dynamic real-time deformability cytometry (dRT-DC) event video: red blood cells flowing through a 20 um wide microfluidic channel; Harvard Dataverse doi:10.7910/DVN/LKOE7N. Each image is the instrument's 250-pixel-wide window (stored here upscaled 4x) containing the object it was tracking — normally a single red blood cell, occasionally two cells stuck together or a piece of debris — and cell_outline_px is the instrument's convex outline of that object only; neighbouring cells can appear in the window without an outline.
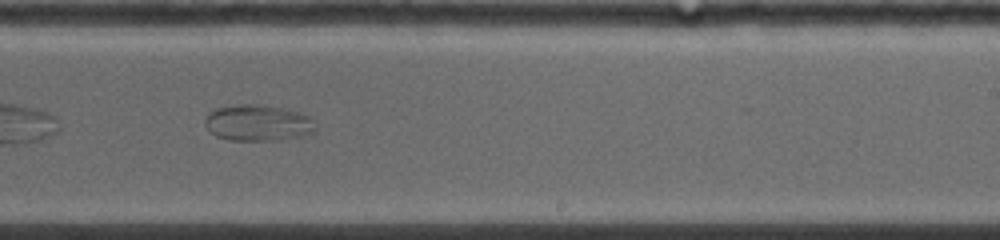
{"species": "common noctule bat (a hibernating species)", "species_latin": "Nyctalus noctula", "temperature_condition": "warm", "stored_images_in_passage": 30, "camera_frame_rate_fps": 5000, "um_per_image_px": 0.085, "animal": {"sex": "female", "body_mass_g": 19.0, "forearm_length_mm": 53.3}, "frame": {"image": 1, "passage_image": 18, "time_ms": 5.8, "image_size_px": [1000, 240], "cell_outline_px": [[316, 132], [300, 136], [276, 140], [228, 140], [216, 136], [204, 124], [204, 120], [208, 112], [216, 108], [240, 104], [256, 104], [284, 108], [300, 112], [308, 116], [316, 128]], "centroid_in_image_um": [21.9, 10.44], "position_along_channel_um": 267.1, "area_um2": 23.29}}
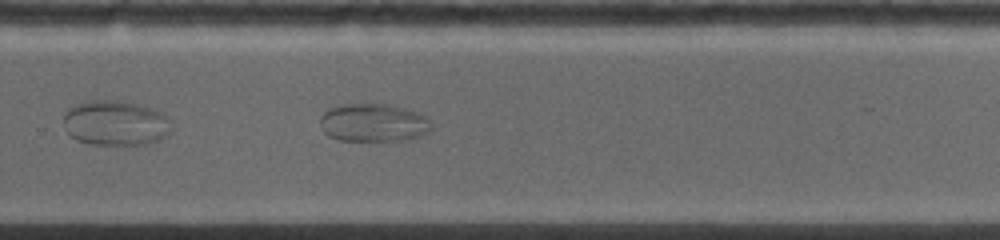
{"frame": {"image": 2, "passage_image": 20, "time_ms": 6.6, "image_size_px": [1000, 240], "cell_outline_px": [[432, 128], [428, 132], [420, 136], [408, 140], [336, 140], [328, 136], [324, 132], [320, 124], [320, 116], [328, 108], [340, 104], [388, 104], [404, 108], [416, 112], [424, 116], [428, 120]], "centroid_in_image_um": [31.7, 10.43], "position_along_channel_um": 298.1, "area_um2": 24.74}}
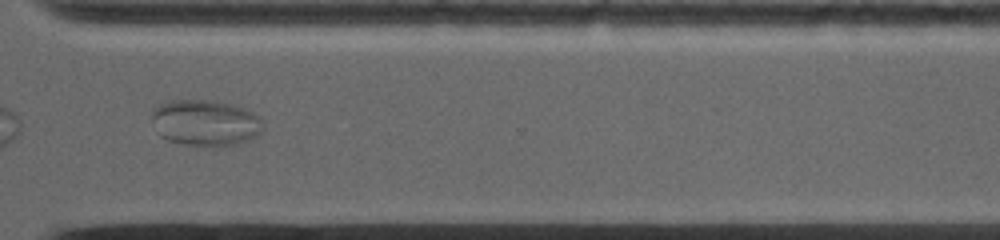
{"frame": {"image": 3, "passage_image": 24, "time_ms": 8.0, "image_size_px": [1000, 240], "cell_outline_px": [[264, 128], [256, 136], [248, 140], [236, 144], [184, 144], [168, 140], [160, 136], [152, 120], [152, 108], [168, 100], [212, 100], [232, 104], [244, 108], [260, 116], [264, 124]], "centroid_in_image_um": [17.46, 10.4], "position_along_channel_um": 353.1, "area_um2": 29.65}}